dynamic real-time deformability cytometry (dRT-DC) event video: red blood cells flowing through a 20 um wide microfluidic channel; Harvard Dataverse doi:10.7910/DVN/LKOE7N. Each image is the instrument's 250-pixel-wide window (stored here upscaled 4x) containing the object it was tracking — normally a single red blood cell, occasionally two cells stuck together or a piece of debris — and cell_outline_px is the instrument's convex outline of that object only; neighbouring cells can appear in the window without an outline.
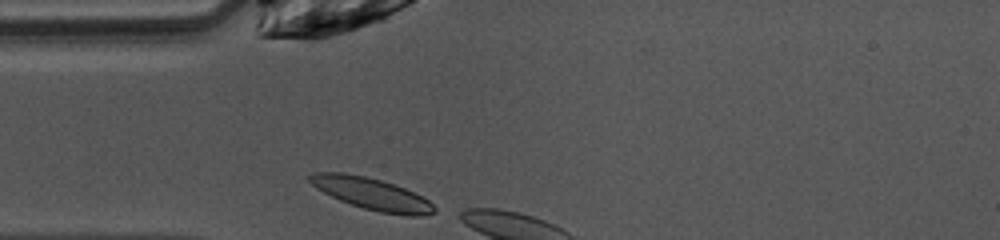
{"species": "common noctule bat (a hibernating species)", "species_latin": "Nyctalus noctula", "temperature_condition": "warm", "stored_images_in_passage": 3, "camera_frame_rate_fps": 3000, "um_per_image_px": 0.085, "animal": {"sex": "female", "body_mass_g": 10.0, "forearm_length_mm": 53.1}, "frame": {"image": 1, "passage_image": 1, "time_ms": 0.0, "image_size_px": [1000, 240], "cell_outline_px": [[436, 212], [424, 216], [404, 216], [380, 212], [364, 208], [340, 200], [316, 188], [308, 180], [308, 176], [316, 172], [344, 172], [364, 176], [380, 180], [404, 188], [428, 200], [436, 208]], "centroid_in_image_um": [31.6, 16.48], "position_along_channel_um": 53.4, "area_um2": 22.89}}